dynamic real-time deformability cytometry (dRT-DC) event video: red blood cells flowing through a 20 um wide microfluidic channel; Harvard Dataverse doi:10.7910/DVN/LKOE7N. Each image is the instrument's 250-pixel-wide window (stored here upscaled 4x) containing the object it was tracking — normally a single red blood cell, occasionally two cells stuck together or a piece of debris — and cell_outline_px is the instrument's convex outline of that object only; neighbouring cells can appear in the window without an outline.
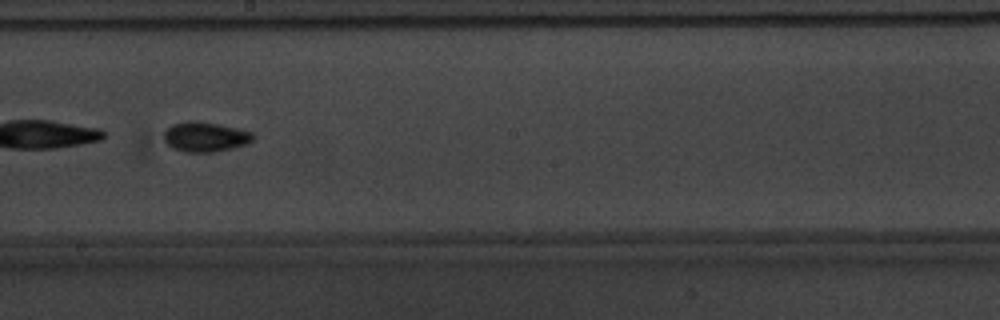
{"species": "common noctule bat (a hibernating species)", "species_latin": "Nyctalus noctula", "temperature_condition": "warm", "stored_images_in_passage": 54, "camera_frame_rate_fps": 3000, "um_per_image_px": 0.085, "animal": {"sex": "male", "body_mass_g": 20.1, "forearm_length_mm": 53.5}, "frame": {"image": 1, "passage_image": 31, "time_ms": 10.0, "image_size_px": [1000, 320], "cell_outline_px": [[252, 140], [248, 144], [216, 152], [184, 152], [172, 148], [164, 140], [164, 132], [172, 124], [216, 124], [236, 128], [252, 132]], "centroid_in_image_um": [17.47, 11.7], "position_along_channel_um": 230.7, "area_um2": 14.74}}
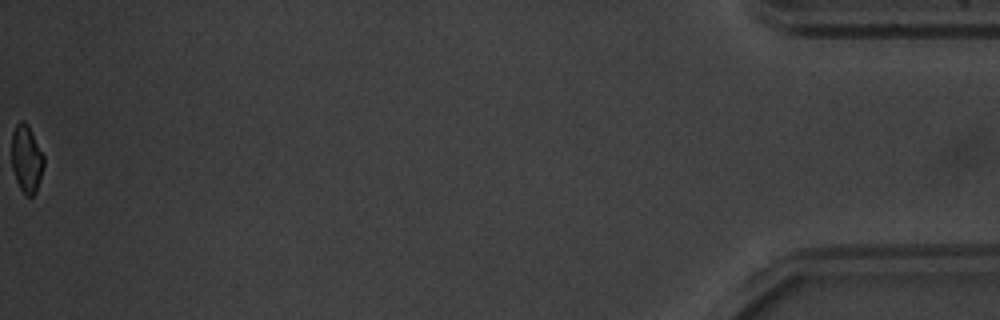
{"frame": {"image": 2, "passage_image": 54, "time_ms": 17.667, "image_size_px": [1000, 320], "cell_outline_px": [[44, 168], [36, 192], [32, 196], [24, 196], [16, 180], [12, 168], [12, 132], [16, 124], [20, 120], [24, 120], [28, 124], [44, 156]], "centroid_in_image_um": [2.26, 13.5], "position_along_channel_um": 432.9, "area_um2": 12.83}, "authors_computed_cell_mechanics": {"area_um2": 14.6234, "velocity_mm_per_s": 3.8361, "shape_relaxation_time_tau1_ms": 3.8807, "shape_relaxation_time_tau2_ms": 2.1516, "deformation_change_tau1": 0.102, "deformation_change_tau2": 0.0691}}